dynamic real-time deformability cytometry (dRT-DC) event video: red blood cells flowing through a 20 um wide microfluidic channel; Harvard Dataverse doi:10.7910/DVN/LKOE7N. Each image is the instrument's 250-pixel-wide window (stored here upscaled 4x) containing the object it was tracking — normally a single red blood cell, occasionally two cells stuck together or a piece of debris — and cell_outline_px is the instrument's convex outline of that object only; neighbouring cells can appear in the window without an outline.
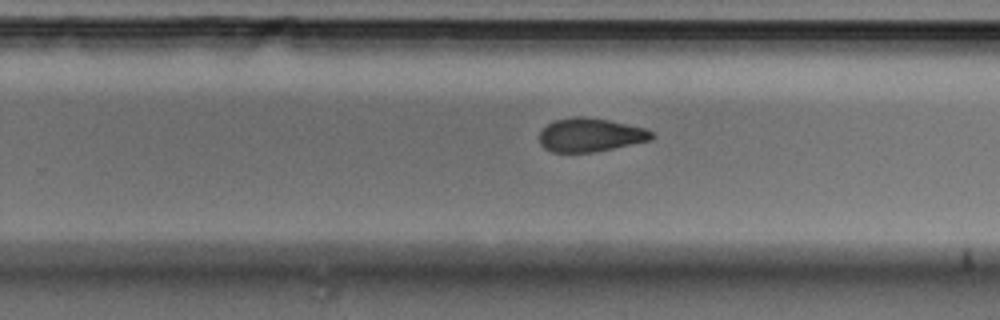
{"species": "Egyptian fruit bat (a non-hibernating species)", "species_latin": "Rousettus aegyptiacus", "temperature_condition": "cold", "stored_images_in_passage": 23, "camera_frame_rate_fps": 3000, "um_per_image_px": 0.085, "animal": {"sex": "male"}, "frame": {"image": 1, "passage_image": 15, "time_ms": 4.667, "image_size_px": [1000, 320], "cell_outline_px": [[656, 136], [652, 140], [592, 152], [552, 152], [544, 148], [540, 144], [540, 132], [548, 124], [556, 120], [576, 116], [584, 116], [608, 120], [644, 128], [652, 132]], "centroid_in_image_um": [50.18, 11.47], "position_along_channel_um": 279.6, "area_um2": 21.79}}
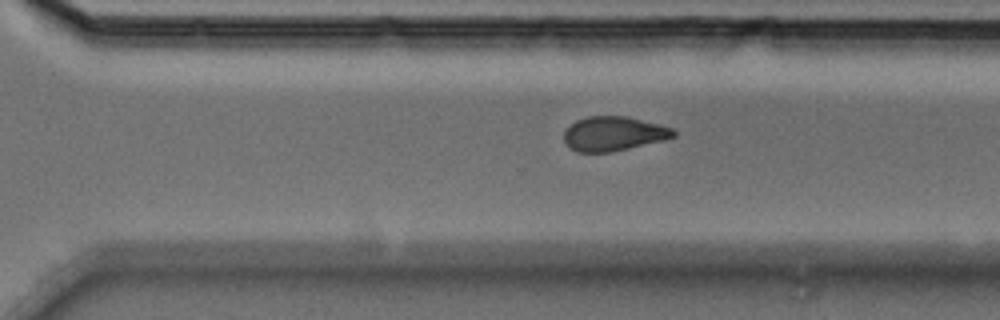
{"frame": {"image": 2, "passage_image": 18, "time_ms": 5.667, "image_size_px": [1000, 320], "cell_outline_px": [[676, 136], [664, 140], [612, 152], [576, 152], [564, 144], [564, 132], [576, 120], [588, 116], [624, 116], [660, 124], [672, 128], [676, 132]], "centroid_in_image_um": [52.15, 11.37], "position_along_channel_um": 318.5, "area_um2": 21.96}}
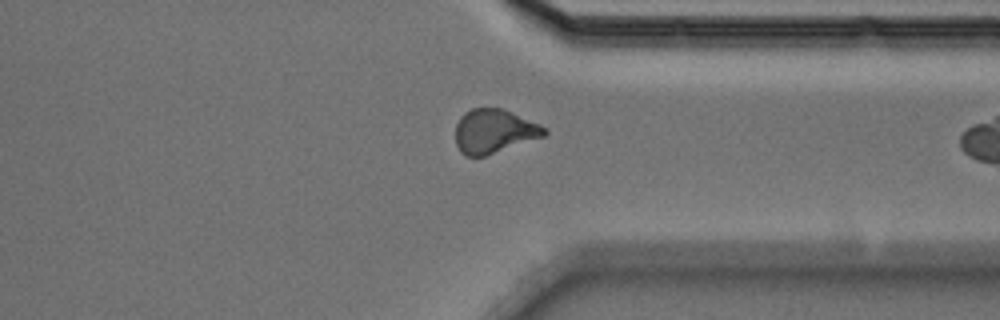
{"frame": {"image": 3, "passage_image": 22, "time_ms": 7.0, "image_size_px": [1000, 320], "cell_outline_px": [[548, 132], [544, 136], [484, 156], [464, 156], [460, 152], [456, 144], [456, 124], [460, 116], [464, 112], [472, 108], [500, 108], [512, 112], [540, 124]], "centroid_in_image_um": [41.96, 11.15], "position_along_channel_um": 369.4, "area_um2": 22.66}}